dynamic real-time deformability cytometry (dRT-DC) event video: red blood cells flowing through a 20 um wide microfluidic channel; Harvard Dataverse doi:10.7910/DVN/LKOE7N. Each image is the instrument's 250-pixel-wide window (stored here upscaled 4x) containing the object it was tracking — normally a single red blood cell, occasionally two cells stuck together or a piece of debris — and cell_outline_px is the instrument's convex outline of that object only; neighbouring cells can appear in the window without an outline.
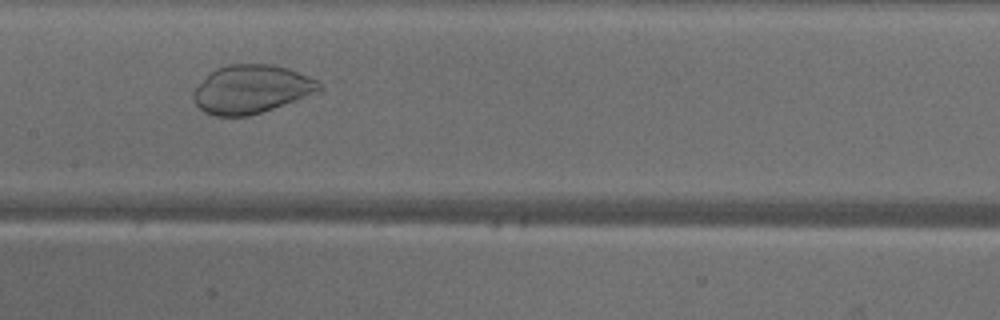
{"species": "common noctule bat (a hibernating species)", "species_latin": "Nyctalus noctula", "temperature_condition": "warm", "stored_images_in_passage": 33, "camera_frame_rate_fps": 3000, "um_per_image_px": 0.085, "animal": {"sex": "male", "body_mass_g": 18.8}, "frame": {"image": 1, "passage_image": 19, "time_ms": 6.0, "image_size_px": [1000, 320], "cell_outline_px": [[324, 88], [272, 108], [248, 116], [216, 116], [204, 112], [196, 104], [192, 96], [192, 92], [208, 72], [216, 68], [228, 64], [272, 64], [288, 68], [308, 76], [316, 80]], "centroid_in_image_um": [21.29, 7.56], "position_along_channel_um": 186.1, "area_um2": 35.08}}
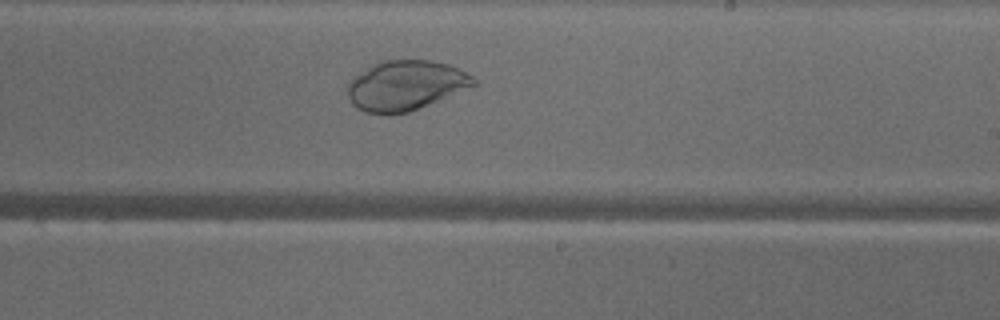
{"frame": {"image": 2, "passage_image": 24, "time_ms": 7.667, "image_size_px": [1000, 320], "cell_outline_px": [[476, 84], [408, 112], [364, 112], [356, 108], [352, 104], [348, 96], [348, 80], [352, 76], [384, 60], [432, 60], [448, 64], [460, 68], [472, 76], [476, 80]], "centroid_in_image_um": [34.45, 7.23], "position_along_channel_um": 254.6, "area_um2": 35.89}}